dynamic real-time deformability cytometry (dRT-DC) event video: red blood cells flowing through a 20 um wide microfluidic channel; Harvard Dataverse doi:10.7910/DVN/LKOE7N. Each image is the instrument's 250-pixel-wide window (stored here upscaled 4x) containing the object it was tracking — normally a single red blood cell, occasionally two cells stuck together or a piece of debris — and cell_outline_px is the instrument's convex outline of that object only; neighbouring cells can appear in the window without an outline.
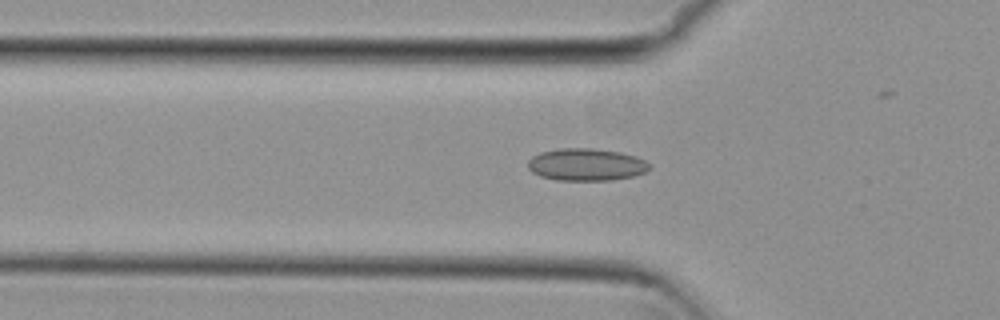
{"species": "common noctule bat (a hibernating species)", "species_latin": "Nyctalus noctula", "temperature_condition": "cold", "stored_images_in_passage": 28, "camera_frame_rate_fps": 3000, "um_per_image_px": 0.085, "animal": {"sex": "female", "body_mass_g": 29.2, "forearm_length_mm": 56.3}, "frame": {"image": 1, "passage_image": 4, "time_ms": 1.0, "image_size_px": [1000, 320], "cell_outline_px": [[652, 168], [636, 176], [612, 180], [556, 180], [540, 176], [532, 172], [528, 168], [528, 160], [532, 156], [540, 152], [560, 148], [592, 148], [620, 152], [636, 156], [652, 164]], "centroid_in_image_um": [49.85, 13.99], "position_along_channel_um": 75.9, "area_um2": 23.12}}
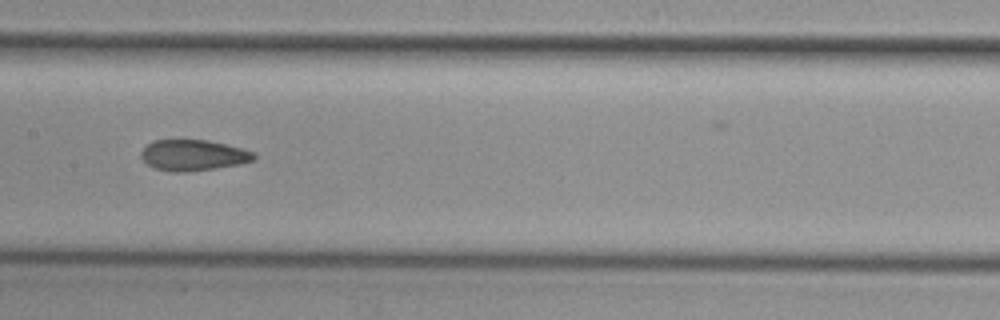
{"frame": {"image": 2, "passage_image": 13, "time_ms": 4.0, "image_size_px": [1000, 320], "cell_outline_px": [[256, 156], [252, 160], [240, 164], [216, 168], [188, 172], [168, 172], [156, 168], [148, 164], [140, 156], [140, 152], [152, 140], [208, 140], [256, 152]], "centroid_in_image_um": [16.41, 13.2], "position_along_channel_um": 191.0, "area_um2": 20.29}}
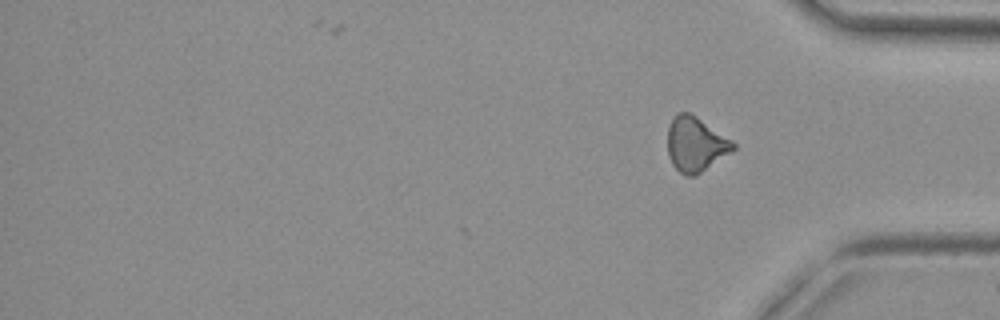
{"frame": {"image": 3, "passage_image": 28, "time_ms": 9.0, "image_size_px": [1000, 320], "cell_outline_px": [[736, 148], [732, 152], [696, 176], [688, 176], [680, 172], [672, 164], [668, 156], [668, 128], [672, 120], [680, 112], [688, 112], [696, 116], [732, 140], [736, 144]], "centroid_in_image_um": [59.14, 12.29], "position_along_channel_um": 376.1, "area_um2": 20.81}, "authors_computed_cell_mechanics": {"area_um2": 20.7213, "velocity_mm_per_s": 3.8096, "shape_relaxation_time_tau1_ms": null, "shape_relaxation_time_tau2_ms": 3.0015, "deformation_change_tau1": null, "deformation_change_tau2": 0.0919}}